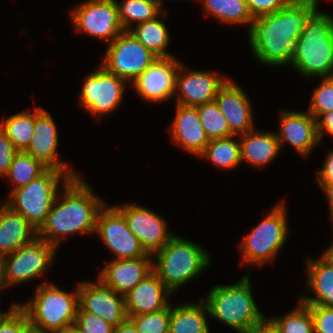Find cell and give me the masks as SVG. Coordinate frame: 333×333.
I'll list each match as a JSON object with an SVG mask.
<instances>
[{
  "mask_svg": "<svg viewBox=\"0 0 333 333\" xmlns=\"http://www.w3.org/2000/svg\"><path fill=\"white\" fill-rule=\"evenodd\" d=\"M13 303L9 312L0 320V333H23L29 324L26 313Z\"/></svg>",
  "mask_w": 333,
  "mask_h": 333,
  "instance_id": "f35d334b",
  "label": "cell"
},
{
  "mask_svg": "<svg viewBox=\"0 0 333 333\" xmlns=\"http://www.w3.org/2000/svg\"><path fill=\"white\" fill-rule=\"evenodd\" d=\"M253 19L272 14L286 6L289 0H245Z\"/></svg>",
  "mask_w": 333,
  "mask_h": 333,
  "instance_id": "60d3db41",
  "label": "cell"
},
{
  "mask_svg": "<svg viewBox=\"0 0 333 333\" xmlns=\"http://www.w3.org/2000/svg\"><path fill=\"white\" fill-rule=\"evenodd\" d=\"M72 177L64 171L47 168L26 186L11 190L4 203L22 215L37 231L44 224L58 195L60 180L67 183Z\"/></svg>",
  "mask_w": 333,
  "mask_h": 333,
  "instance_id": "52a82bcc",
  "label": "cell"
},
{
  "mask_svg": "<svg viewBox=\"0 0 333 333\" xmlns=\"http://www.w3.org/2000/svg\"><path fill=\"white\" fill-rule=\"evenodd\" d=\"M319 186L323 189L324 194L327 196L329 202V212L331 221L333 222V182H318Z\"/></svg>",
  "mask_w": 333,
  "mask_h": 333,
  "instance_id": "bcb514c9",
  "label": "cell"
},
{
  "mask_svg": "<svg viewBox=\"0 0 333 333\" xmlns=\"http://www.w3.org/2000/svg\"><path fill=\"white\" fill-rule=\"evenodd\" d=\"M286 206L280 202L271 209L265 218L244 236L239 245L242 264L263 265L274 260L287 239L288 224Z\"/></svg>",
  "mask_w": 333,
  "mask_h": 333,
  "instance_id": "ba28073f",
  "label": "cell"
},
{
  "mask_svg": "<svg viewBox=\"0 0 333 333\" xmlns=\"http://www.w3.org/2000/svg\"><path fill=\"white\" fill-rule=\"evenodd\" d=\"M125 218L128 228L149 254L162 249L175 235L167 230L165 219L141 205L114 206Z\"/></svg>",
  "mask_w": 333,
  "mask_h": 333,
  "instance_id": "5bb4252c",
  "label": "cell"
},
{
  "mask_svg": "<svg viewBox=\"0 0 333 333\" xmlns=\"http://www.w3.org/2000/svg\"><path fill=\"white\" fill-rule=\"evenodd\" d=\"M35 119L36 108L34 112L22 111L0 122V128L18 151H25L30 145Z\"/></svg>",
  "mask_w": 333,
  "mask_h": 333,
  "instance_id": "4dcf8cb0",
  "label": "cell"
},
{
  "mask_svg": "<svg viewBox=\"0 0 333 333\" xmlns=\"http://www.w3.org/2000/svg\"><path fill=\"white\" fill-rule=\"evenodd\" d=\"M279 132L276 133L280 148L285 142L291 144L295 150L304 156L320 143L317 134L316 119L307 112L282 110Z\"/></svg>",
  "mask_w": 333,
  "mask_h": 333,
  "instance_id": "d6986e66",
  "label": "cell"
},
{
  "mask_svg": "<svg viewBox=\"0 0 333 333\" xmlns=\"http://www.w3.org/2000/svg\"><path fill=\"white\" fill-rule=\"evenodd\" d=\"M114 333H138L133 322L127 318L114 329Z\"/></svg>",
  "mask_w": 333,
  "mask_h": 333,
  "instance_id": "7dc6e473",
  "label": "cell"
},
{
  "mask_svg": "<svg viewBox=\"0 0 333 333\" xmlns=\"http://www.w3.org/2000/svg\"><path fill=\"white\" fill-rule=\"evenodd\" d=\"M251 290L250 278L244 275L233 285H216L202 300L207 304L209 316L238 333H245L264 317Z\"/></svg>",
  "mask_w": 333,
  "mask_h": 333,
  "instance_id": "5b68a950",
  "label": "cell"
},
{
  "mask_svg": "<svg viewBox=\"0 0 333 333\" xmlns=\"http://www.w3.org/2000/svg\"><path fill=\"white\" fill-rule=\"evenodd\" d=\"M298 301V307L284 316L271 317L280 333H314L311 310L307 304Z\"/></svg>",
  "mask_w": 333,
  "mask_h": 333,
  "instance_id": "e575fe53",
  "label": "cell"
},
{
  "mask_svg": "<svg viewBox=\"0 0 333 333\" xmlns=\"http://www.w3.org/2000/svg\"><path fill=\"white\" fill-rule=\"evenodd\" d=\"M321 257L333 267V244L328 247Z\"/></svg>",
  "mask_w": 333,
  "mask_h": 333,
  "instance_id": "681fc988",
  "label": "cell"
},
{
  "mask_svg": "<svg viewBox=\"0 0 333 333\" xmlns=\"http://www.w3.org/2000/svg\"><path fill=\"white\" fill-rule=\"evenodd\" d=\"M6 288L4 255L0 254V290Z\"/></svg>",
  "mask_w": 333,
  "mask_h": 333,
  "instance_id": "c3c4849f",
  "label": "cell"
},
{
  "mask_svg": "<svg viewBox=\"0 0 333 333\" xmlns=\"http://www.w3.org/2000/svg\"><path fill=\"white\" fill-rule=\"evenodd\" d=\"M75 325L82 333H114L115 329L114 325L96 314L84 312L80 307L77 311Z\"/></svg>",
  "mask_w": 333,
  "mask_h": 333,
  "instance_id": "74e56055",
  "label": "cell"
},
{
  "mask_svg": "<svg viewBox=\"0 0 333 333\" xmlns=\"http://www.w3.org/2000/svg\"><path fill=\"white\" fill-rule=\"evenodd\" d=\"M231 136L209 140L204 152L199 156L208 159L221 169H233L241 163L240 141Z\"/></svg>",
  "mask_w": 333,
  "mask_h": 333,
  "instance_id": "1f68e13d",
  "label": "cell"
},
{
  "mask_svg": "<svg viewBox=\"0 0 333 333\" xmlns=\"http://www.w3.org/2000/svg\"><path fill=\"white\" fill-rule=\"evenodd\" d=\"M153 256L152 270L171 293L197 277L211 261L201 246L176 235Z\"/></svg>",
  "mask_w": 333,
  "mask_h": 333,
  "instance_id": "277c9868",
  "label": "cell"
},
{
  "mask_svg": "<svg viewBox=\"0 0 333 333\" xmlns=\"http://www.w3.org/2000/svg\"><path fill=\"white\" fill-rule=\"evenodd\" d=\"M127 81L109 72L100 64L83 81L80 104L93 117L107 115L120 105Z\"/></svg>",
  "mask_w": 333,
  "mask_h": 333,
  "instance_id": "7c38bea8",
  "label": "cell"
},
{
  "mask_svg": "<svg viewBox=\"0 0 333 333\" xmlns=\"http://www.w3.org/2000/svg\"><path fill=\"white\" fill-rule=\"evenodd\" d=\"M48 167L25 151H18L9 167L7 177L15 185L12 190L26 186Z\"/></svg>",
  "mask_w": 333,
  "mask_h": 333,
  "instance_id": "d6a6232c",
  "label": "cell"
},
{
  "mask_svg": "<svg viewBox=\"0 0 333 333\" xmlns=\"http://www.w3.org/2000/svg\"><path fill=\"white\" fill-rule=\"evenodd\" d=\"M96 232L116 259H136L152 256L141 246L139 239L128 228L124 216L114 207L100 211Z\"/></svg>",
  "mask_w": 333,
  "mask_h": 333,
  "instance_id": "4fadbf2b",
  "label": "cell"
},
{
  "mask_svg": "<svg viewBox=\"0 0 333 333\" xmlns=\"http://www.w3.org/2000/svg\"><path fill=\"white\" fill-rule=\"evenodd\" d=\"M157 16L155 19L134 25L129 32L156 57H174L167 52L169 32L165 23Z\"/></svg>",
  "mask_w": 333,
  "mask_h": 333,
  "instance_id": "83f0119b",
  "label": "cell"
},
{
  "mask_svg": "<svg viewBox=\"0 0 333 333\" xmlns=\"http://www.w3.org/2000/svg\"><path fill=\"white\" fill-rule=\"evenodd\" d=\"M37 230L3 201L0 205V254L7 255L32 242Z\"/></svg>",
  "mask_w": 333,
  "mask_h": 333,
  "instance_id": "cb8c5ba5",
  "label": "cell"
},
{
  "mask_svg": "<svg viewBox=\"0 0 333 333\" xmlns=\"http://www.w3.org/2000/svg\"><path fill=\"white\" fill-rule=\"evenodd\" d=\"M79 307L84 312L96 314L117 327L128 316L125 297L106 286L99 278L97 283H78Z\"/></svg>",
  "mask_w": 333,
  "mask_h": 333,
  "instance_id": "2e32d148",
  "label": "cell"
},
{
  "mask_svg": "<svg viewBox=\"0 0 333 333\" xmlns=\"http://www.w3.org/2000/svg\"><path fill=\"white\" fill-rule=\"evenodd\" d=\"M151 257L113 259L100 271L98 278L106 286L125 296L152 271Z\"/></svg>",
  "mask_w": 333,
  "mask_h": 333,
  "instance_id": "44dd1931",
  "label": "cell"
},
{
  "mask_svg": "<svg viewBox=\"0 0 333 333\" xmlns=\"http://www.w3.org/2000/svg\"><path fill=\"white\" fill-rule=\"evenodd\" d=\"M153 1H154V2L160 7V9L162 8V5H163V4H162V3H163L162 1H163V0H153Z\"/></svg>",
  "mask_w": 333,
  "mask_h": 333,
  "instance_id": "db71d44e",
  "label": "cell"
},
{
  "mask_svg": "<svg viewBox=\"0 0 333 333\" xmlns=\"http://www.w3.org/2000/svg\"><path fill=\"white\" fill-rule=\"evenodd\" d=\"M9 311H7V312H0V320L8 313Z\"/></svg>",
  "mask_w": 333,
  "mask_h": 333,
  "instance_id": "11a10c76",
  "label": "cell"
},
{
  "mask_svg": "<svg viewBox=\"0 0 333 333\" xmlns=\"http://www.w3.org/2000/svg\"><path fill=\"white\" fill-rule=\"evenodd\" d=\"M56 249L51 243L36 237L15 252L4 255L6 288L44 275L54 260Z\"/></svg>",
  "mask_w": 333,
  "mask_h": 333,
  "instance_id": "30bf717a",
  "label": "cell"
},
{
  "mask_svg": "<svg viewBox=\"0 0 333 333\" xmlns=\"http://www.w3.org/2000/svg\"><path fill=\"white\" fill-rule=\"evenodd\" d=\"M199 118L209 140L223 139L235 136L231 131L225 116L219 110L215 101L196 106Z\"/></svg>",
  "mask_w": 333,
  "mask_h": 333,
  "instance_id": "836d02e7",
  "label": "cell"
},
{
  "mask_svg": "<svg viewBox=\"0 0 333 333\" xmlns=\"http://www.w3.org/2000/svg\"><path fill=\"white\" fill-rule=\"evenodd\" d=\"M203 9L218 21L227 24H247L254 20L245 0H202Z\"/></svg>",
  "mask_w": 333,
  "mask_h": 333,
  "instance_id": "f1b7e54d",
  "label": "cell"
},
{
  "mask_svg": "<svg viewBox=\"0 0 333 333\" xmlns=\"http://www.w3.org/2000/svg\"><path fill=\"white\" fill-rule=\"evenodd\" d=\"M54 333H82L78 327L74 324L69 327L63 328L62 330L56 331Z\"/></svg>",
  "mask_w": 333,
  "mask_h": 333,
  "instance_id": "816d5d0a",
  "label": "cell"
},
{
  "mask_svg": "<svg viewBox=\"0 0 333 333\" xmlns=\"http://www.w3.org/2000/svg\"><path fill=\"white\" fill-rule=\"evenodd\" d=\"M333 111V77L322 78L313 91L308 112L317 120L322 114Z\"/></svg>",
  "mask_w": 333,
  "mask_h": 333,
  "instance_id": "8d00e7d4",
  "label": "cell"
},
{
  "mask_svg": "<svg viewBox=\"0 0 333 333\" xmlns=\"http://www.w3.org/2000/svg\"><path fill=\"white\" fill-rule=\"evenodd\" d=\"M317 8L312 3L289 2L272 14L255 18L248 30V40L258 61L269 66L290 64L294 45Z\"/></svg>",
  "mask_w": 333,
  "mask_h": 333,
  "instance_id": "6da1fadb",
  "label": "cell"
},
{
  "mask_svg": "<svg viewBox=\"0 0 333 333\" xmlns=\"http://www.w3.org/2000/svg\"><path fill=\"white\" fill-rule=\"evenodd\" d=\"M62 188L61 198L57 195L44 224L37 231V237L56 248L67 235L96 233L98 215L106 205L80 176L63 183Z\"/></svg>",
  "mask_w": 333,
  "mask_h": 333,
  "instance_id": "7a4b0ae2",
  "label": "cell"
},
{
  "mask_svg": "<svg viewBox=\"0 0 333 333\" xmlns=\"http://www.w3.org/2000/svg\"><path fill=\"white\" fill-rule=\"evenodd\" d=\"M317 134L321 142L323 138V131L333 137V111L322 114L317 120Z\"/></svg>",
  "mask_w": 333,
  "mask_h": 333,
  "instance_id": "ee69618b",
  "label": "cell"
},
{
  "mask_svg": "<svg viewBox=\"0 0 333 333\" xmlns=\"http://www.w3.org/2000/svg\"><path fill=\"white\" fill-rule=\"evenodd\" d=\"M290 2H305V3H312V4H315L317 7H319L318 3H319V0H289Z\"/></svg>",
  "mask_w": 333,
  "mask_h": 333,
  "instance_id": "f5cc1de1",
  "label": "cell"
},
{
  "mask_svg": "<svg viewBox=\"0 0 333 333\" xmlns=\"http://www.w3.org/2000/svg\"><path fill=\"white\" fill-rule=\"evenodd\" d=\"M290 65L305 77H333V17L318 8L294 45Z\"/></svg>",
  "mask_w": 333,
  "mask_h": 333,
  "instance_id": "3957f363",
  "label": "cell"
},
{
  "mask_svg": "<svg viewBox=\"0 0 333 333\" xmlns=\"http://www.w3.org/2000/svg\"><path fill=\"white\" fill-rule=\"evenodd\" d=\"M57 127L49 112L42 107L36 108L35 128L26 153L40 160L48 168L66 172L72 178L79 176L57 156L58 133ZM58 157V158H57Z\"/></svg>",
  "mask_w": 333,
  "mask_h": 333,
  "instance_id": "ac0fdd59",
  "label": "cell"
},
{
  "mask_svg": "<svg viewBox=\"0 0 333 333\" xmlns=\"http://www.w3.org/2000/svg\"><path fill=\"white\" fill-rule=\"evenodd\" d=\"M127 316L138 333H169L170 305L153 313Z\"/></svg>",
  "mask_w": 333,
  "mask_h": 333,
  "instance_id": "d590c367",
  "label": "cell"
},
{
  "mask_svg": "<svg viewBox=\"0 0 333 333\" xmlns=\"http://www.w3.org/2000/svg\"><path fill=\"white\" fill-rule=\"evenodd\" d=\"M157 58L129 31H124L108 45L100 64L109 72L133 83Z\"/></svg>",
  "mask_w": 333,
  "mask_h": 333,
  "instance_id": "9c48e42d",
  "label": "cell"
},
{
  "mask_svg": "<svg viewBox=\"0 0 333 333\" xmlns=\"http://www.w3.org/2000/svg\"><path fill=\"white\" fill-rule=\"evenodd\" d=\"M240 141L241 162L247 161L260 169L271 163L280 153V143L273 132H250L238 135Z\"/></svg>",
  "mask_w": 333,
  "mask_h": 333,
  "instance_id": "d4e9b609",
  "label": "cell"
},
{
  "mask_svg": "<svg viewBox=\"0 0 333 333\" xmlns=\"http://www.w3.org/2000/svg\"><path fill=\"white\" fill-rule=\"evenodd\" d=\"M316 175L317 182H333V151L327 154L323 168Z\"/></svg>",
  "mask_w": 333,
  "mask_h": 333,
  "instance_id": "f6af8a7d",
  "label": "cell"
},
{
  "mask_svg": "<svg viewBox=\"0 0 333 333\" xmlns=\"http://www.w3.org/2000/svg\"><path fill=\"white\" fill-rule=\"evenodd\" d=\"M18 150L0 128V176H5Z\"/></svg>",
  "mask_w": 333,
  "mask_h": 333,
  "instance_id": "b9f144b4",
  "label": "cell"
},
{
  "mask_svg": "<svg viewBox=\"0 0 333 333\" xmlns=\"http://www.w3.org/2000/svg\"><path fill=\"white\" fill-rule=\"evenodd\" d=\"M308 306L312 314L314 333H333V307Z\"/></svg>",
  "mask_w": 333,
  "mask_h": 333,
  "instance_id": "ab89813d",
  "label": "cell"
},
{
  "mask_svg": "<svg viewBox=\"0 0 333 333\" xmlns=\"http://www.w3.org/2000/svg\"><path fill=\"white\" fill-rule=\"evenodd\" d=\"M245 333H280L277 325L270 317H263L253 324Z\"/></svg>",
  "mask_w": 333,
  "mask_h": 333,
  "instance_id": "7bdbcfd3",
  "label": "cell"
},
{
  "mask_svg": "<svg viewBox=\"0 0 333 333\" xmlns=\"http://www.w3.org/2000/svg\"><path fill=\"white\" fill-rule=\"evenodd\" d=\"M206 314H209L207 304L183 303L176 307L170 304L169 333H210Z\"/></svg>",
  "mask_w": 333,
  "mask_h": 333,
  "instance_id": "4316f807",
  "label": "cell"
},
{
  "mask_svg": "<svg viewBox=\"0 0 333 333\" xmlns=\"http://www.w3.org/2000/svg\"><path fill=\"white\" fill-rule=\"evenodd\" d=\"M118 13L124 31H129L135 25L155 19L157 16L167 17V10L163 11L153 0H123L118 3Z\"/></svg>",
  "mask_w": 333,
  "mask_h": 333,
  "instance_id": "f546056e",
  "label": "cell"
},
{
  "mask_svg": "<svg viewBox=\"0 0 333 333\" xmlns=\"http://www.w3.org/2000/svg\"><path fill=\"white\" fill-rule=\"evenodd\" d=\"M180 66L176 57H158L133 81L132 87L148 102L168 101L176 93V76Z\"/></svg>",
  "mask_w": 333,
  "mask_h": 333,
  "instance_id": "9a60e30c",
  "label": "cell"
},
{
  "mask_svg": "<svg viewBox=\"0 0 333 333\" xmlns=\"http://www.w3.org/2000/svg\"><path fill=\"white\" fill-rule=\"evenodd\" d=\"M176 107V115L168 130L171 141L199 157L204 152L209 139L201 124L198 109L180 104H176Z\"/></svg>",
  "mask_w": 333,
  "mask_h": 333,
  "instance_id": "7402d4cb",
  "label": "cell"
},
{
  "mask_svg": "<svg viewBox=\"0 0 333 333\" xmlns=\"http://www.w3.org/2000/svg\"><path fill=\"white\" fill-rule=\"evenodd\" d=\"M307 286L315 297L300 296L299 300L307 305L333 307V267L322 257L319 260L307 257Z\"/></svg>",
  "mask_w": 333,
  "mask_h": 333,
  "instance_id": "484cf974",
  "label": "cell"
},
{
  "mask_svg": "<svg viewBox=\"0 0 333 333\" xmlns=\"http://www.w3.org/2000/svg\"><path fill=\"white\" fill-rule=\"evenodd\" d=\"M27 315L29 323L54 333L75 324L79 308L78 287L70 293L53 283L40 284L34 300L17 304Z\"/></svg>",
  "mask_w": 333,
  "mask_h": 333,
  "instance_id": "8992f818",
  "label": "cell"
},
{
  "mask_svg": "<svg viewBox=\"0 0 333 333\" xmlns=\"http://www.w3.org/2000/svg\"><path fill=\"white\" fill-rule=\"evenodd\" d=\"M71 21L76 31L108 40L109 44L124 32L116 0H86L77 4L71 13Z\"/></svg>",
  "mask_w": 333,
  "mask_h": 333,
  "instance_id": "8fae6325",
  "label": "cell"
},
{
  "mask_svg": "<svg viewBox=\"0 0 333 333\" xmlns=\"http://www.w3.org/2000/svg\"><path fill=\"white\" fill-rule=\"evenodd\" d=\"M211 71H189L183 63L176 76L177 104L196 107L215 101L219 88L228 78Z\"/></svg>",
  "mask_w": 333,
  "mask_h": 333,
  "instance_id": "e0dca14e",
  "label": "cell"
},
{
  "mask_svg": "<svg viewBox=\"0 0 333 333\" xmlns=\"http://www.w3.org/2000/svg\"><path fill=\"white\" fill-rule=\"evenodd\" d=\"M249 101L245 92L229 78L217 92L215 102L235 136L254 129L253 113Z\"/></svg>",
  "mask_w": 333,
  "mask_h": 333,
  "instance_id": "ffe728a7",
  "label": "cell"
},
{
  "mask_svg": "<svg viewBox=\"0 0 333 333\" xmlns=\"http://www.w3.org/2000/svg\"><path fill=\"white\" fill-rule=\"evenodd\" d=\"M23 333H51L49 331H45L42 328L36 327L32 324H28L25 328H24V332Z\"/></svg>",
  "mask_w": 333,
  "mask_h": 333,
  "instance_id": "f907efd6",
  "label": "cell"
},
{
  "mask_svg": "<svg viewBox=\"0 0 333 333\" xmlns=\"http://www.w3.org/2000/svg\"><path fill=\"white\" fill-rule=\"evenodd\" d=\"M172 293L165 287L158 275L152 270L125 295L127 315L153 313L167 308Z\"/></svg>",
  "mask_w": 333,
  "mask_h": 333,
  "instance_id": "603a6c76",
  "label": "cell"
}]
</instances>
